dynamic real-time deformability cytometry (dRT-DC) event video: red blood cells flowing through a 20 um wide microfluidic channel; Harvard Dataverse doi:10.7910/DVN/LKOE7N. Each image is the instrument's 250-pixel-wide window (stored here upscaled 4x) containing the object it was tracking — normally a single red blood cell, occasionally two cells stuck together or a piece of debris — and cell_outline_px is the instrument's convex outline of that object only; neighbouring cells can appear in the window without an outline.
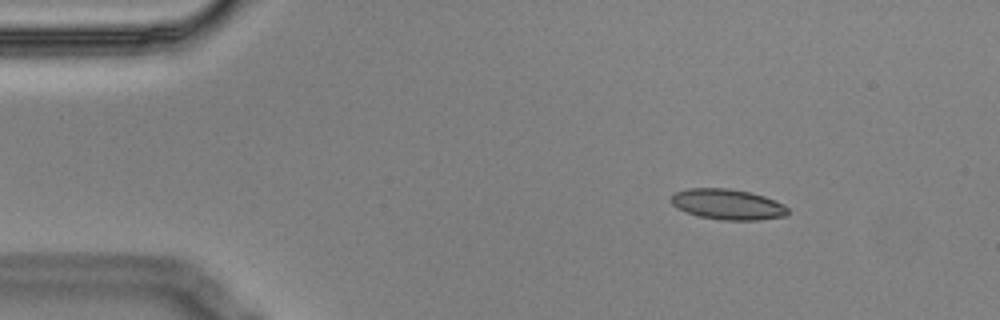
{"species": "Egyptian fruit bat (a non-hibernating species)", "species_latin": "Rousettus aegyptiacus", "temperature_condition": "cold", "stored_images_in_passage": 6, "camera_frame_rate_fps": 3000, "um_per_image_px": 0.085, "animal": {"sex": "male"}, "frame": {"image": 1, "passage_image": 2, "time_ms": 0.333, "image_size_px": [1000, 320], "cell_outline_px": [[788, 212], [784, 216], [760, 220], [720, 220], [700, 216], [676, 208], [668, 200], [676, 192], [688, 188], [728, 188], [748, 192], [764, 196], [784, 204], [788, 208]], "centroid_in_image_um": [61.83, 17.37], "position_along_channel_um": 23.2, "area_um2": 20.75}}
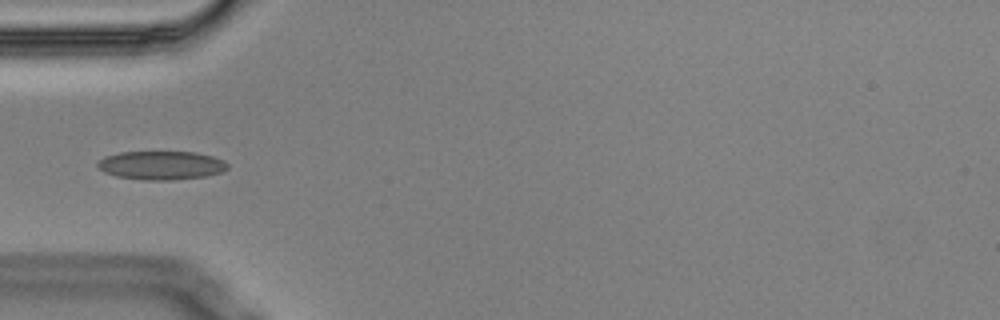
{"frame": {"image": 2, "passage_image": 5, "time_ms": 1.333, "image_size_px": [1000, 320], "cell_outline_px": [[228, 168], [224, 172], [204, 176], [172, 180], [144, 180], [116, 176], [104, 172], [96, 164], [104, 156], [120, 152], [196, 152], [212, 156], [224, 160], [228, 164]], "centroid_in_image_um": [13.73, 14.05], "position_along_channel_um": 71.3, "area_um2": 21.73}}
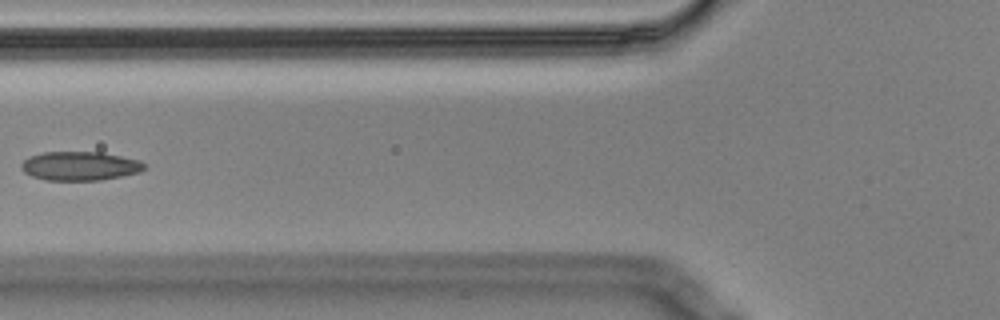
{"frame": {"image": 3, "passage_image": 6, "time_ms": 1.667, "image_size_px": [1000, 320], "cell_outline_px": [[144, 168], [140, 172], [100, 180], [44, 180], [32, 176], [24, 172], [20, 168], [20, 164], [28, 156], [44, 152], [100, 152], [140, 160], [144, 164]], "centroid_in_image_um": [6.74, 14.11], "position_along_channel_um": 119.1, "area_um2": 20.69}}